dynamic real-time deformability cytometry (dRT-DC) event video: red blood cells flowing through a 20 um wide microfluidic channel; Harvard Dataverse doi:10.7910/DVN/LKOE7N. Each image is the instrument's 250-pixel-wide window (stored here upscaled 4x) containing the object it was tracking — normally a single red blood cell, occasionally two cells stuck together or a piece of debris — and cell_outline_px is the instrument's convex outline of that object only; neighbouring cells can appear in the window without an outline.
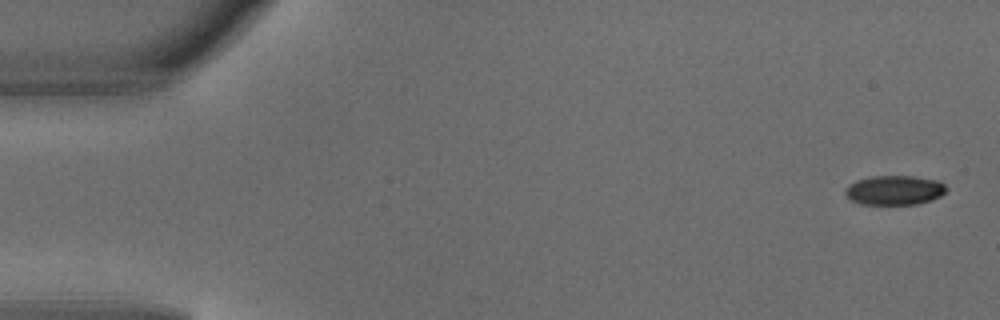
{"species": "common noctule bat (a hibernating species)", "species_latin": "Nyctalus noctula", "temperature_condition": "warm", "stored_images_in_passage": 5, "camera_frame_rate_fps": 3000, "um_per_image_px": 0.085, "animal": {"sex": "male", "body_mass_g": 18.8}, "frame": {"image": 1, "passage_image": 1, "time_ms": 0.0, "image_size_px": [1000, 320], "cell_outline_px": [[948, 188], [940, 196], [932, 200], [916, 204], [860, 204], [852, 200], [844, 192], [844, 188], [848, 184], [856, 180], [872, 176], [912, 176], [936, 180], [944, 184]], "centroid_in_image_um": [76.01, 16.16], "position_along_channel_um": 9.0, "area_um2": 17.34}}
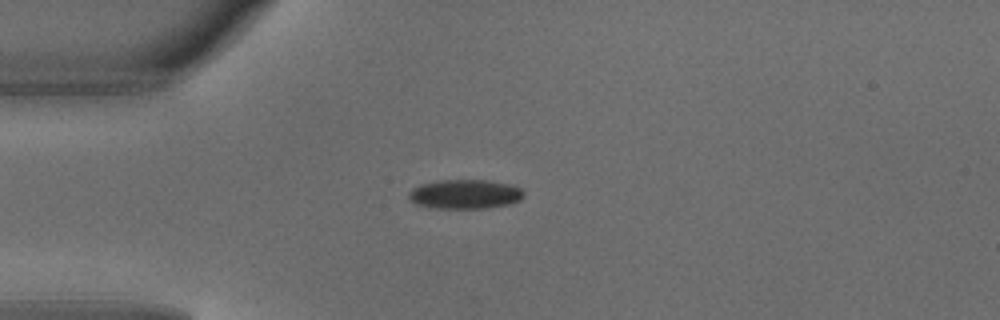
{"frame": {"image": 2, "passage_image": 4, "time_ms": 1.0, "image_size_px": [1000, 320], "cell_outline_px": [[524, 196], [520, 200], [512, 204], [488, 208], [428, 208], [416, 204], [408, 196], [408, 192], [412, 188], [420, 184], [436, 180], [488, 180], [512, 184], [520, 188], [524, 192]], "centroid_in_image_um": [39.54, 16.5], "position_along_channel_um": 45.5, "area_um2": 20.0}}